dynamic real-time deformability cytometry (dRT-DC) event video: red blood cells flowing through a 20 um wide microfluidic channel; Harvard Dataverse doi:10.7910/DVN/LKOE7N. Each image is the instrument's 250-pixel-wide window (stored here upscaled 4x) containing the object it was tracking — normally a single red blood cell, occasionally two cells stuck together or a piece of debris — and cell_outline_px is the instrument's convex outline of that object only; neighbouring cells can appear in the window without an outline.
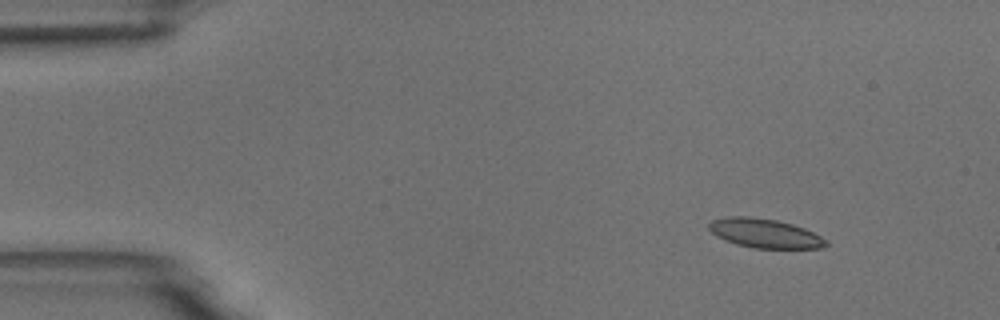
{"species": "common noctule bat (a hibernating species)", "species_latin": "Nyctalus noctula", "temperature_condition": "room temperature", "stored_images_in_passage": 4, "camera_frame_rate_fps": 3000, "um_per_image_px": 0.085, "animal": {"sex": "male", "body_mass_g": 18.8}, "frame": {"image": 1, "passage_image": 2, "time_ms": 1.333, "image_size_px": [1000, 320], "cell_outline_px": [[828, 244], [820, 248], [752, 248], [736, 244], [724, 240], [716, 236], [708, 228], [708, 224], [712, 220], [728, 216], [748, 216], [776, 220], [792, 224], [804, 228], [828, 240]], "centroid_in_image_um": [64.98, 19.83], "position_along_channel_um": 20.0, "area_um2": 19.88}}